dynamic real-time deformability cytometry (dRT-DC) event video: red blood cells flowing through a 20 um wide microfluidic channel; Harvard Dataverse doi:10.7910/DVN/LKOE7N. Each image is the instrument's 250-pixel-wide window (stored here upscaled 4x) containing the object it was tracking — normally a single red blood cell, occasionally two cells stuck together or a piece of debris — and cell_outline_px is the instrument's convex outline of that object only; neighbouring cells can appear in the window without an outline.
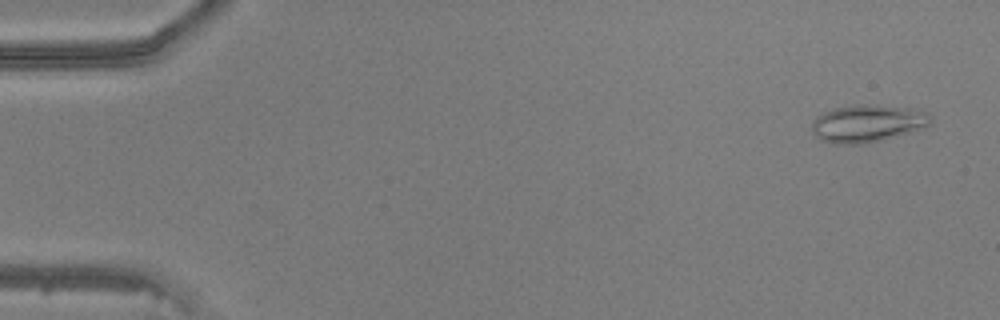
{"species": "common noctule bat (a hibernating species)", "species_latin": "Nyctalus noctula", "temperature_condition": "warm", "stored_images_in_passage": 10, "camera_frame_rate_fps": 3000, "um_per_image_px": 0.085, "animal": {"sex": "male", "body_mass_g": 20.5, "forearm_length_mm": 52.5}, "frame": {"image": 1, "passage_image": 3, "time_ms": 0.667, "image_size_px": [1000, 320], "cell_outline_px": [[932, 124], [908, 132], [880, 140], [860, 144], [836, 144], [824, 140], [816, 136], [812, 132], [812, 120], [816, 116], [824, 112], [836, 108], [912, 108], [928, 112], [932, 116]], "centroid_in_image_um": [73.73, 10.54], "position_along_channel_um": 11.3, "area_um2": 24.51}}